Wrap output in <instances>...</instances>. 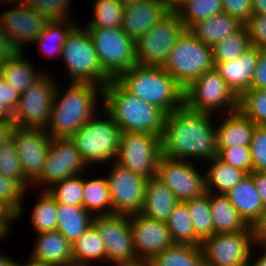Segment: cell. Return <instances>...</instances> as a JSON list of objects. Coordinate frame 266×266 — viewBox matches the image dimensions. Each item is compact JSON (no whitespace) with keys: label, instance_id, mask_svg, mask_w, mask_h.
I'll return each instance as SVG.
<instances>
[{"label":"cell","instance_id":"cell-1","mask_svg":"<svg viewBox=\"0 0 266 266\" xmlns=\"http://www.w3.org/2000/svg\"><path fill=\"white\" fill-rule=\"evenodd\" d=\"M212 114L184 104L167 114L161 137L162 155L172 160L209 161L217 157L215 123ZM199 158V159H198Z\"/></svg>","mask_w":266,"mask_h":266},{"label":"cell","instance_id":"cell-2","mask_svg":"<svg viewBox=\"0 0 266 266\" xmlns=\"http://www.w3.org/2000/svg\"><path fill=\"white\" fill-rule=\"evenodd\" d=\"M55 89L50 122L46 131L52 138H70L96 114L103 88L92 83L70 82L61 94L62 85ZM61 95V96H60ZM100 97V98H99Z\"/></svg>","mask_w":266,"mask_h":266},{"label":"cell","instance_id":"cell-3","mask_svg":"<svg viewBox=\"0 0 266 266\" xmlns=\"http://www.w3.org/2000/svg\"><path fill=\"white\" fill-rule=\"evenodd\" d=\"M100 106L121 132H144L162 137L167 113L128 92L116 79L103 88Z\"/></svg>","mask_w":266,"mask_h":266},{"label":"cell","instance_id":"cell-4","mask_svg":"<svg viewBox=\"0 0 266 266\" xmlns=\"http://www.w3.org/2000/svg\"><path fill=\"white\" fill-rule=\"evenodd\" d=\"M116 80L128 92L167 114L183 105L184 90L162 67L134 65Z\"/></svg>","mask_w":266,"mask_h":266},{"label":"cell","instance_id":"cell-5","mask_svg":"<svg viewBox=\"0 0 266 266\" xmlns=\"http://www.w3.org/2000/svg\"><path fill=\"white\" fill-rule=\"evenodd\" d=\"M85 26L79 24L63 44L61 59L69 82L92 83L104 88L112 79L99 62L92 39Z\"/></svg>","mask_w":266,"mask_h":266},{"label":"cell","instance_id":"cell-6","mask_svg":"<svg viewBox=\"0 0 266 266\" xmlns=\"http://www.w3.org/2000/svg\"><path fill=\"white\" fill-rule=\"evenodd\" d=\"M105 118L95 115L70 139L74 142L83 160L90 167L94 163L114 162L117 159L121 129L103 109Z\"/></svg>","mask_w":266,"mask_h":266},{"label":"cell","instance_id":"cell-7","mask_svg":"<svg viewBox=\"0 0 266 266\" xmlns=\"http://www.w3.org/2000/svg\"><path fill=\"white\" fill-rule=\"evenodd\" d=\"M214 67L212 47L186 29L171 48L163 69L184 90L196 78Z\"/></svg>","mask_w":266,"mask_h":266},{"label":"cell","instance_id":"cell-8","mask_svg":"<svg viewBox=\"0 0 266 266\" xmlns=\"http://www.w3.org/2000/svg\"><path fill=\"white\" fill-rule=\"evenodd\" d=\"M238 98L214 67L184 89L183 104L191 110L213 116L219 111L225 115L238 110Z\"/></svg>","mask_w":266,"mask_h":266},{"label":"cell","instance_id":"cell-9","mask_svg":"<svg viewBox=\"0 0 266 266\" xmlns=\"http://www.w3.org/2000/svg\"><path fill=\"white\" fill-rule=\"evenodd\" d=\"M104 72L113 80L137 65L135 40L122 28H86Z\"/></svg>","mask_w":266,"mask_h":266},{"label":"cell","instance_id":"cell-10","mask_svg":"<svg viewBox=\"0 0 266 266\" xmlns=\"http://www.w3.org/2000/svg\"><path fill=\"white\" fill-rule=\"evenodd\" d=\"M257 228L248 226L234 233H214L201 241L205 266L247 265L258 241Z\"/></svg>","mask_w":266,"mask_h":266},{"label":"cell","instance_id":"cell-11","mask_svg":"<svg viewBox=\"0 0 266 266\" xmlns=\"http://www.w3.org/2000/svg\"><path fill=\"white\" fill-rule=\"evenodd\" d=\"M185 30L178 14L170 11L135 41L137 65L163 68L171 48Z\"/></svg>","mask_w":266,"mask_h":266},{"label":"cell","instance_id":"cell-12","mask_svg":"<svg viewBox=\"0 0 266 266\" xmlns=\"http://www.w3.org/2000/svg\"><path fill=\"white\" fill-rule=\"evenodd\" d=\"M162 156L161 137L144 132H122L116 162L146 179L156 177Z\"/></svg>","mask_w":266,"mask_h":266},{"label":"cell","instance_id":"cell-13","mask_svg":"<svg viewBox=\"0 0 266 266\" xmlns=\"http://www.w3.org/2000/svg\"><path fill=\"white\" fill-rule=\"evenodd\" d=\"M92 226L104 241L106 264L125 266L141 263L134 250L129 215L93 216Z\"/></svg>","mask_w":266,"mask_h":266},{"label":"cell","instance_id":"cell-14","mask_svg":"<svg viewBox=\"0 0 266 266\" xmlns=\"http://www.w3.org/2000/svg\"><path fill=\"white\" fill-rule=\"evenodd\" d=\"M57 79L45 74L32 84L19 98L12 121L17 127L44 128L51 117Z\"/></svg>","mask_w":266,"mask_h":266},{"label":"cell","instance_id":"cell-15","mask_svg":"<svg viewBox=\"0 0 266 266\" xmlns=\"http://www.w3.org/2000/svg\"><path fill=\"white\" fill-rule=\"evenodd\" d=\"M88 167L70 138H52L43 170L31 188L38 185L47 190L61 180L83 174Z\"/></svg>","mask_w":266,"mask_h":266},{"label":"cell","instance_id":"cell-16","mask_svg":"<svg viewBox=\"0 0 266 266\" xmlns=\"http://www.w3.org/2000/svg\"><path fill=\"white\" fill-rule=\"evenodd\" d=\"M105 174L108 183L113 214L132 215L140 213L148 179L134 173L116 161Z\"/></svg>","mask_w":266,"mask_h":266},{"label":"cell","instance_id":"cell-17","mask_svg":"<svg viewBox=\"0 0 266 266\" xmlns=\"http://www.w3.org/2000/svg\"><path fill=\"white\" fill-rule=\"evenodd\" d=\"M188 160H172L160 157L156 178L165 184L179 202H186L201 197L206 193L205 172Z\"/></svg>","mask_w":266,"mask_h":266},{"label":"cell","instance_id":"cell-18","mask_svg":"<svg viewBox=\"0 0 266 266\" xmlns=\"http://www.w3.org/2000/svg\"><path fill=\"white\" fill-rule=\"evenodd\" d=\"M24 176L32 183L42 172L52 137L44 128L15 126L12 137Z\"/></svg>","mask_w":266,"mask_h":266},{"label":"cell","instance_id":"cell-19","mask_svg":"<svg viewBox=\"0 0 266 266\" xmlns=\"http://www.w3.org/2000/svg\"><path fill=\"white\" fill-rule=\"evenodd\" d=\"M136 255L141 262H149L155 255L174 244L167 223L153 220L140 213L129 215Z\"/></svg>","mask_w":266,"mask_h":266},{"label":"cell","instance_id":"cell-20","mask_svg":"<svg viewBox=\"0 0 266 266\" xmlns=\"http://www.w3.org/2000/svg\"><path fill=\"white\" fill-rule=\"evenodd\" d=\"M0 22L10 37L13 47L18 52H24L23 46L35 44L50 20L26 3H21L13 9L4 11L0 15Z\"/></svg>","mask_w":266,"mask_h":266},{"label":"cell","instance_id":"cell-21","mask_svg":"<svg viewBox=\"0 0 266 266\" xmlns=\"http://www.w3.org/2000/svg\"><path fill=\"white\" fill-rule=\"evenodd\" d=\"M31 261L51 266H74L72 243L60 232L36 233Z\"/></svg>","mask_w":266,"mask_h":266},{"label":"cell","instance_id":"cell-22","mask_svg":"<svg viewBox=\"0 0 266 266\" xmlns=\"http://www.w3.org/2000/svg\"><path fill=\"white\" fill-rule=\"evenodd\" d=\"M170 11L159 0H143L124 6L123 32L135 41Z\"/></svg>","mask_w":266,"mask_h":266},{"label":"cell","instance_id":"cell-23","mask_svg":"<svg viewBox=\"0 0 266 266\" xmlns=\"http://www.w3.org/2000/svg\"><path fill=\"white\" fill-rule=\"evenodd\" d=\"M259 54L260 48L251 46L237 59L215 65L220 76L238 97L251 88Z\"/></svg>","mask_w":266,"mask_h":266},{"label":"cell","instance_id":"cell-24","mask_svg":"<svg viewBox=\"0 0 266 266\" xmlns=\"http://www.w3.org/2000/svg\"><path fill=\"white\" fill-rule=\"evenodd\" d=\"M225 195L248 226L258 228L261 225L266 210L249 174Z\"/></svg>","mask_w":266,"mask_h":266},{"label":"cell","instance_id":"cell-25","mask_svg":"<svg viewBox=\"0 0 266 266\" xmlns=\"http://www.w3.org/2000/svg\"><path fill=\"white\" fill-rule=\"evenodd\" d=\"M225 115L215 127L216 148L250 146L256 124L239 110Z\"/></svg>","mask_w":266,"mask_h":266},{"label":"cell","instance_id":"cell-26","mask_svg":"<svg viewBox=\"0 0 266 266\" xmlns=\"http://www.w3.org/2000/svg\"><path fill=\"white\" fill-rule=\"evenodd\" d=\"M178 203L174 193L160 180L153 177L147 181L140 214L153 220L166 222Z\"/></svg>","mask_w":266,"mask_h":266},{"label":"cell","instance_id":"cell-27","mask_svg":"<svg viewBox=\"0 0 266 266\" xmlns=\"http://www.w3.org/2000/svg\"><path fill=\"white\" fill-rule=\"evenodd\" d=\"M24 52H17L0 66V76L20 94L40 79L46 71H39L32 61L24 58ZM39 72V73H38Z\"/></svg>","mask_w":266,"mask_h":266},{"label":"cell","instance_id":"cell-28","mask_svg":"<svg viewBox=\"0 0 266 266\" xmlns=\"http://www.w3.org/2000/svg\"><path fill=\"white\" fill-rule=\"evenodd\" d=\"M244 24L224 12L204 19L189 30L203 43L213 47L221 39L238 31Z\"/></svg>","mask_w":266,"mask_h":266},{"label":"cell","instance_id":"cell-29","mask_svg":"<svg viewBox=\"0 0 266 266\" xmlns=\"http://www.w3.org/2000/svg\"><path fill=\"white\" fill-rule=\"evenodd\" d=\"M209 202L215 233L240 232L248 227L225 194L209 193Z\"/></svg>","mask_w":266,"mask_h":266},{"label":"cell","instance_id":"cell-30","mask_svg":"<svg viewBox=\"0 0 266 266\" xmlns=\"http://www.w3.org/2000/svg\"><path fill=\"white\" fill-rule=\"evenodd\" d=\"M207 167L204 171L205 186L209 193L226 194L247 176L245 171L224 163L218 157L209 160Z\"/></svg>","mask_w":266,"mask_h":266},{"label":"cell","instance_id":"cell-31","mask_svg":"<svg viewBox=\"0 0 266 266\" xmlns=\"http://www.w3.org/2000/svg\"><path fill=\"white\" fill-rule=\"evenodd\" d=\"M92 217L83 206L57 203L56 231L73 243L92 225Z\"/></svg>","mask_w":266,"mask_h":266},{"label":"cell","instance_id":"cell-32","mask_svg":"<svg viewBox=\"0 0 266 266\" xmlns=\"http://www.w3.org/2000/svg\"><path fill=\"white\" fill-rule=\"evenodd\" d=\"M72 249L74 266L106 264L104 241L92 225L72 243Z\"/></svg>","mask_w":266,"mask_h":266},{"label":"cell","instance_id":"cell-33","mask_svg":"<svg viewBox=\"0 0 266 266\" xmlns=\"http://www.w3.org/2000/svg\"><path fill=\"white\" fill-rule=\"evenodd\" d=\"M150 266H205L200 246L174 243L155 255Z\"/></svg>","mask_w":266,"mask_h":266},{"label":"cell","instance_id":"cell-34","mask_svg":"<svg viewBox=\"0 0 266 266\" xmlns=\"http://www.w3.org/2000/svg\"><path fill=\"white\" fill-rule=\"evenodd\" d=\"M83 207L93 216L113 215L106 177L84 179Z\"/></svg>","mask_w":266,"mask_h":266},{"label":"cell","instance_id":"cell-35","mask_svg":"<svg viewBox=\"0 0 266 266\" xmlns=\"http://www.w3.org/2000/svg\"><path fill=\"white\" fill-rule=\"evenodd\" d=\"M166 223L174 243L201 245L185 202H179L175 206Z\"/></svg>","mask_w":266,"mask_h":266},{"label":"cell","instance_id":"cell-36","mask_svg":"<svg viewBox=\"0 0 266 266\" xmlns=\"http://www.w3.org/2000/svg\"><path fill=\"white\" fill-rule=\"evenodd\" d=\"M77 26L74 20L50 21L35 43H39L43 54L50 58L61 56L63 44L69 33Z\"/></svg>","mask_w":266,"mask_h":266},{"label":"cell","instance_id":"cell-37","mask_svg":"<svg viewBox=\"0 0 266 266\" xmlns=\"http://www.w3.org/2000/svg\"><path fill=\"white\" fill-rule=\"evenodd\" d=\"M243 25L235 33L229 34L212 47L214 66L217 63L231 62L251 47Z\"/></svg>","mask_w":266,"mask_h":266},{"label":"cell","instance_id":"cell-38","mask_svg":"<svg viewBox=\"0 0 266 266\" xmlns=\"http://www.w3.org/2000/svg\"><path fill=\"white\" fill-rule=\"evenodd\" d=\"M175 12L190 29L199 21L222 13V0H185Z\"/></svg>","mask_w":266,"mask_h":266},{"label":"cell","instance_id":"cell-39","mask_svg":"<svg viewBox=\"0 0 266 266\" xmlns=\"http://www.w3.org/2000/svg\"><path fill=\"white\" fill-rule=\"evenodd\" d=\"M39 200L31 212V224L35 233L55 231L57 225V203L47 190H41Z\"/></svg>","mask_w":266,"mask_h":266},{"label":"cell","instance_id":"cell-40","mask_svg":"<svg viewBox=\"0 0 266 266\" xmlns=\"http://www.w3.org/2000/svg\"><path fill=\"white\" fill-rule=\"evenodd\" d=\"M92 19L86 28H121L124 6L118 0H94Z\"/></svg>","mask_w":266,"mask_h":266},{"label":"cell","instance_id":"cell-41","mask_svg":"<svg viewBox=\"0 0 266 266\" xmlns=\"http://www.w3.org/2000/svg\"><path fill=\"white\" fill-rule=\"evenodd\" d=\"M195 229L196 236L202 241L212 236L214 232L211 208L209 202V192L192 200L185 202Z\"/></svg>","mask_w":266,"mask_h":266},{"label":"cell","instance_id":"cell-42","mask_svg":"<svg viewBox=\"0 0 266 266\" xmlns=\"http://www.w3.org/2000/svg\"><path fill=\"white\" fill-rule=\"evenodd\" d=\"M238 110L256 125H266V90L243 92L238 98Z\"/></svg>","mask_w":266,"mask_h":266},{"label":"cell","instance_id":"cell-43","mask_svg":"<svg viewBox=\"0 0 266 266\" xmlns=\"http://www.w3.org/2000/svg\"><path fill=\"white\" fill-rule=\"evenodd\" d=\"M83 185L82 174L61 180L47 189L56 203L71 206H83Z\"/></svg>","mask_w":266,"mask_h":266},{"label":"cell","instance_id":"cell-44","mask_svg":"<svg viewBox=\"0 0 266 266\" xmlns=\"http://www.w3.org/2000/svg\"><path fill=\"white\" fill-rule=\"evenodd\" d=\"M0 174L15 179L25 190L29 191L31 188V182L23 174L21 161L12 139L0 147Z\"/></svg>","mask_w":266,"mask_h":266},{"label":"cell","instance_id":"cell-45","mask_svg":"<svg viewBox=\"0 0 266 266\" xmlns=\"http://www.w3.org/2000/svg\"><path fill=\"white\" fill-rule=\"evenodd\" d=\"M27 192L15 179L0 174V205L15 216V220L23 213L21 203Z\"/></svg>","mask_w":266,"mask_h":266},{"label":"cell","instance_id":"cell-46","mask_svg":"<svg viewBox=\"0 0 266 266\" xmlns=\"http://www.w3.org/2000/svg\"><path fill=\"white\" fill-rule=\"evenodd\" d=\"M73 0H25V3L50 21L74 20L70 17ZM69 16V17H68Z\"/></svg>","mask_w":266,"mask_h":266},{"label":"cell","instance_id":"cell-47","mask_svg":"<svg viewBox=\"0 0 266 266\" xmlns=\"http://www.w3.org/2000/svg\"><path fill=\"white\" fill-rule=\"evenodd\" d=\"M217 157L232 167L241 169L247 174L252 172V154L250 146L217 148Z\"/></svg>","mask_w":266,"mask_h":266},{"label":"cell","instance_id":"cell-48","mask_svg":"<svg viewBox=\"0 0 266 266\" xmlns=\"http://www.w3.org/2000/svg\"><path fill=\"white\" fill-rule=\"evenodd\" d=\"M250 150L252 154V171L266 172V125H256Z\"/></svg>","mask_w":266,"mask_h":266},{"label":"cell","instance_id":"cell-49","mask_svg":"<svg viewBox=\"0 0 266 266\" xmlns=\"http://www.w3.org/2000/svg\"><path fill=\"white\" fill-rule=\"evenodd\" d=\"M244 26L251 45L266 49V16L252 14Z\"/></svg>","mask_w":266,"mask_h":266},{"label":"cell","instance_id":"cell-50","mask_svg":"<svg viewBox=\"0 0 266 266\" xmlns=\"http://www.w3.org/2000/svg\"><path fill=\"white\" fill-rule=\"evenodd\" d=\"M222 8L225 14L244 24L252 15L253 0H222Z\"/></svg>","mask_w":266,"mask_h":266},{"label":"cell","instance_id":"cell-51","mask_svg":"<svg viewBox=\"0 0 266 266\" xmlns=\"http://www.w3.org/2000/svg\"><path fill=\"white\" fill-rule=\"evenodd\" d=\"M21 94L14 89L4 78L0 76V108L12 119Z\"/></svg>","mask_w":266,"mask_h":266},{"label":"cell","instance_id":"cell-52","mask_svg":"<svg viewBox=\"0 0 266 266\" xmlns=\"http://www.w3.org/2000/svg\"><path fill=\"white\" fill-rule=\"evenodd\" d=\"M250 89L266 90V49H260L259 59Z\"/></svg>","mask_w":266,"mask_h":266},{"label":"cell","instance_id":"cell-53","mask_svg":"<svg viewBox=\"0 0 266 266\" xmlns=\"http://www.w3.org/2000/svg\"><path fill=\"white\" fill-rule=\"evenodd\" d=\"M18 51L13 47L10 37L0 22V66L13 57Z\"/></svg>","mask_w":266,"mask_h":266},{"label":"cell","instance_id":"cell-54","mask_svg":"<svg viewBox=\"0 0 266 266\" xmlns=\"http://www.w3.org/2000/svg\"><path fill=\"white\" fill-rule=\"evenodd\" d=\"M249 175L254 181L256 190L258 191L264 209L266 210V172L252 171Z\"/></svg>","mask_w":266,"mask_h":266},{"label":"cell","instance_id":"cell-55","mask_svg":"<svg viewBox=\"0 0 266 266\" xmlns=\"http://www.w3.org/2000/svg\"><path fill=\"white\" fill-rule=\"evenodd\" d=\"M259 248L261 250L259 256L256 258L255 257V260H254V256L255 254H253V252L257 254V250L255 251V249ZM254 255V256H252ZM253 259V260H252ZM246 266H266V241H263V240H258L252 251H251V254H250V258H249V262Z\"/></svg>","mask_w":266,"mask_h":266},{"label":"cell","instance_id":"cell-56","mask_svg":"<svg viewBox=\"0 0 266 266\" xmlns=\"http://www.w3.org/2000/svg\"><path fill=\"white\" fill-rule=\"evenodd\" d=\"M14 127L13 121H0V147L11 140Z\"/></svg>","mask_w":266,"mask_h":266},{"label":"cell","instance_id":"cell-57","mask_svg":"<svg viewBox=\"0 0 266 266\" xmlns=\"http://www.w3.org/2000/svg\"><path fill=\"white\" fill-rule=\"evenodd\" d=\"M13 221H15V216H0V241H2L1 239L8 237Z\"/></svg>","mask_w":266,"mask_h":266},{"label":"cell","instance_id":"cell-58","mask_svg":"<svg viewBox=\"0 0 266 266\" xmlns=\"http://www.w3.org/2000/svg\"><path fill=\"white\" fill-rule=\"evenodd\" d=\"M252 14L266 16V0H253Z\"/></svg>","mask_w":266,"mask_h":266},{"label":"cell","instance_id":"cell-59","mask_svg":"<svg viewBox=\"0 0 266 266\" xmlns=\"http://www.w3.org/2000/svg\"><path fill=\"white\" fill-rule=\"evenodd\" d=\"M169 11H176L185 0H159Z\"/></svg>","mask_w":266,"mask_h":266},{"label":"cell","instance_id":"cell-60","mask_svg":"<svg viewBox=\"0 0 266 266\" xmlns=\"http://www.w3.org/2000/svg\"><path fill=\"white\" fill-rule=\"evenodd\" d=\"M19 262L6 254L0 253V266H18Z\"/></svg>","mask_w":266,"mask_h":266},{"label":"cell","instance_id":"cell-61","mask_svg":"<svg viewBox=\"0 0 266 266\" xmlns=\"http://www.w3.org/2000/svg\"><path fill=\"white\" fill-rule=\"evenodd\" d=\"M257 233L259 240L266 241V215L261 225L257 228Z\"/></svg>","mask_w":266,"mask_h":266},{"label":"cell","instance_id":"cell-62","mask_svg":"<svg viewBox=\"0 0 266 266\" xmlns=\"http://www.w3.org/2000/svg\"><path fill=\"white\" fill-rule=\"evenodd\" d=\"M0 121H12V118L0 108Z\"/></svg>","mask_w":266,"mask_h":266},{"label":"cell","instance_id":"cell-63","mask_svg":"<svg viewBox=\"0 0 266 266\" xmlns=\"http://www.w3.org/2000/svg\"><path fill=\"white\" fill-rule=\"evenodd\" d=\"M16 5H20L21 3H25V0H0V4L10 5L12 3H16Z\"/></svg>","mask_w":266,"mask_h":266},{"label":"cell","instance_id":"cell-64","mask_svg":"<svg viewBox=\"0 0 266 266\" xmlns=\"http://www.w3.org/2000/svg\"><path fill=\"white\" fill-rule=\"evenodd\" d=\"M18 266H51V265L38 264V263H35V262L29 260V262L27 261V263L26 262H24V263L19 262Z\"/></svg>","mask_w":266,"mask_h":266},{"label":"cell","instance_id":"cell-65","mask_svg":"<svg viewBox=\"0 0 266 266\" xmlns=\"http://www.w3.org/2000/svg\"><path fill=\"white\" fill-rule=\"evenodd\" d=\"M123 6H127V5H131V4H135L138 3L140 1L143 0H118Z\"/></svg>","mask_w":266,"mask_h":266},{"label":"cell","instance_id":"cell-66","mask_svg":"<svg viewBox=\"0 0 266 266\" xmlns=\"http://www.w3.org/2000/svg\"><path fill=\"white\" fill-rule=\"evenodd\" d=\"M0 216H13L9 211L5 210L2 205H0Z\"/></svg>","mask_w":266,"mask_h":266},{"label":"cell","instance_id":"cell-67","mask_svg":"<svg viewBox=\"0 0 266 266\" xmlns=\"http://www.w3.org/2000/svg\"><path fill=\"white\" fill-rule=\"evenodd\" d=\"M125 266H150V264L148 262H141L139 264H135V265H125Z\"/></svg>","mask_w":266,"mask_h":266}]
</instances>
